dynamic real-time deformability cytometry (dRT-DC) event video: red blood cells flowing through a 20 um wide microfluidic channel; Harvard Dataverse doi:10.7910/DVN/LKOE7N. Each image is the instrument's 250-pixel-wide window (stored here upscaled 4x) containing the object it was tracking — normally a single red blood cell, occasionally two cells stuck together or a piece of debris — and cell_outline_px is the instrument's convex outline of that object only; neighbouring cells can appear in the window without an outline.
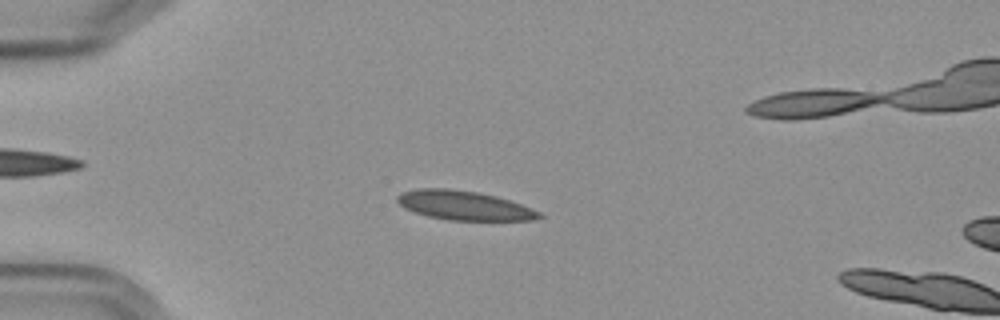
{"species": "Egyptian fruit bat (a non-hibernating species)", "species_latin": "Rousettus aegyptiacus", "temperature_condition": "cold", "stored_images_in_passage": 3, "camera_frame_rate_fps": 3000, "um_per_image_px": 0.085, "frame": {"image": 1, "passage_image": 2, "time_ms": 1.0, "image_size_px": [1000, 320], "cell_outline_px": [[544, 216], [532, 220], [448, 220], [428, 216], [404, 208], [396, 200], [396, 196], [404, 192], [416, 188], [448, 188], [476, 192], [496, 196], [520, 204], [540, 212]], "centroid_in_image_um": [39.42, 17.46], "position_along_channel_um": 45.6, "area_um2": 23.93}}